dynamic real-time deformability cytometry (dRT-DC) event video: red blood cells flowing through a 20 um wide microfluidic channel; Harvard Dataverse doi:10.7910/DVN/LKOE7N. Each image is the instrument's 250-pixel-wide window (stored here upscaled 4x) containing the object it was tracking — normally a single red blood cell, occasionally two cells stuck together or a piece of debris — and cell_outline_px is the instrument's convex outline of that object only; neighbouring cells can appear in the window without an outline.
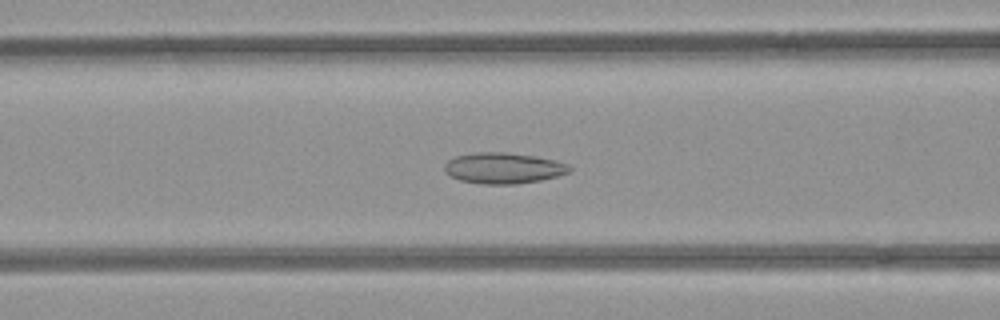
{"species": "common noctule bat (a hibernating species)", "species_latin": "Nyctalus noctula", "temperature_condition": "room temperature", "stored_images_in_passage": 48, "camera_frame_rate_fps": 3000, "um_per_image_px": 0.085, "animal": {"sex": "female", "body_mass_g": 21.9}, "frame": {"image": 1, "passage_image": 17, "time_ms": 5.333, "image_size_px": [1000, 320], "cell_outline_px": [[572, 168], [568, 172], [556, 176], [540, 180], [516, 184], [480, 184], [460, 180], [444, 172], [444, 164], [448, 160], [456, 156], [472, 152], [504, 152], [536, 156], [556, 160], [568, 164]], "centroid_in_image_um": [42.77, 14.28], "position_along_channel_um": 123.8, "area_um2": 22.6}}
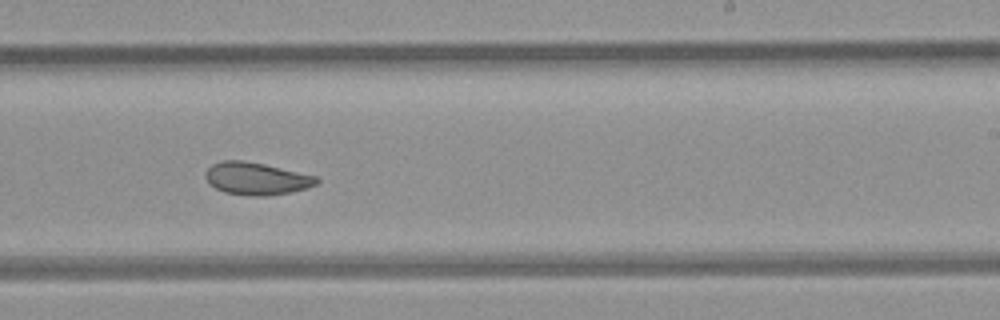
{"frame": {"image": 2, "passage_image": 28, "time_ms": 9.0, "image_size_px": [1000, 320], "cell_outline_px": [[320, 180], [316, 184], [308, 188], [292, 192], [268, 196], [248, 196], [224, 192], [208, 184], [204, 176], [208, 168], [212, 164], [224, 160], [244, 160], [264, 164], [316, 176]], "centroid_in_image_um": [21.78, 15.19], "position_along_channel_um": 267.2, "area_um2": 21.15}}
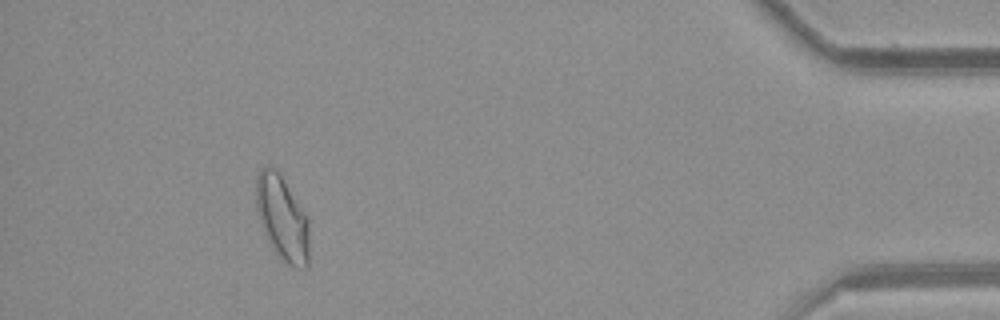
{"frame": {"image": 3, "passage_image": 44, "time_ms": 14.333, "image_size_px": [1000, 320], "cell_outline_px": [[308, 264], [304, 268], [296, 268], [288, 264], [276, 252], [268, 240], [264, 232], [256, 212], [256, 176], [260, 168], [272, 168], [280, 172], [308, 216]], "centroid_in_image_um": [23.99, 18.5], "position_along_channel_um": 411.2, "area_um2": 26.18}, "authors_computed_cell_mechanics": {"area_um2": 23.1489, "velocity_mm_per_s": 3.9214, "shape_relaxation_time_tau1_ms": null, "shape_relaxation_time_tau2_ms": 2.168, "deformation_change_tau1": null, "deformation_change_tau2": 0.0694}}